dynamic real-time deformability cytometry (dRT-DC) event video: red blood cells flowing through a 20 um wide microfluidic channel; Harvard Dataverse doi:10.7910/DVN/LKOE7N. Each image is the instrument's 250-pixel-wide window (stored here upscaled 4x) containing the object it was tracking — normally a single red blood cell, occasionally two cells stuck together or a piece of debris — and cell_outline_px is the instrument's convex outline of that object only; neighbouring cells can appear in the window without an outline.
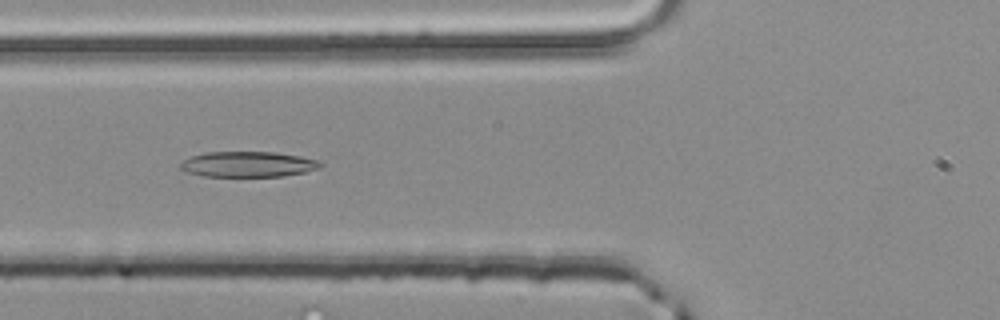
{"species": "common noctule bat (a hibernating species)", "species_latin": "Nyctalus noctula", "temperature_condition": "room temperature", "stored_images_in_passage": 33, "camera_frame_rate_fps": 3000, "um_per_image_px": 0.085, "animal": {"sex": "male", "body_mass_g": 20.4}, "frame": {"image": 1, "passage_image": 5, "time_ms": 1.333, "image_size_px": [1000, 320], "cell_outline_px": [[324, 164], [320, 168], [304, 172], [284, 176], [204, 176], [188, 172], [180, 168], [180, 164], [184, 160], [192, 156], [204, 152], [276, 152], [300, 156], [320, 160]], "centroid_in_image_um": [21.13, 13.95], "position_along_channel_um": 104.7, "area_um2": 20.81}}
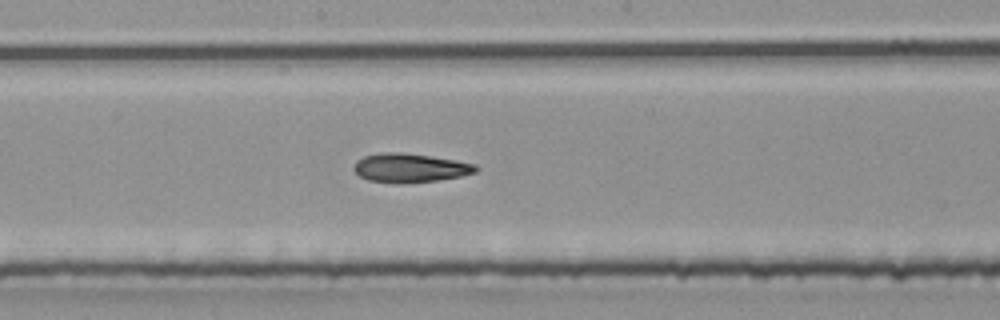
{"frame": {"image": 2, "passage_image": 13, "time_ms": 4.0, "image_size_px": [1000, 320], "cell_outline_px": [[480, 168], [476, 172], [460, 176], [436, 180], [368, 180], [360, 176], [352, 168], [356, 160], [364, 156], [384, 152], [400, 152], [456, 160], [476, 164]], "centroid_in_image_um": [34.87, 14.21], "position_along_channel_um": 213.3, "area_um2": 19.54}}
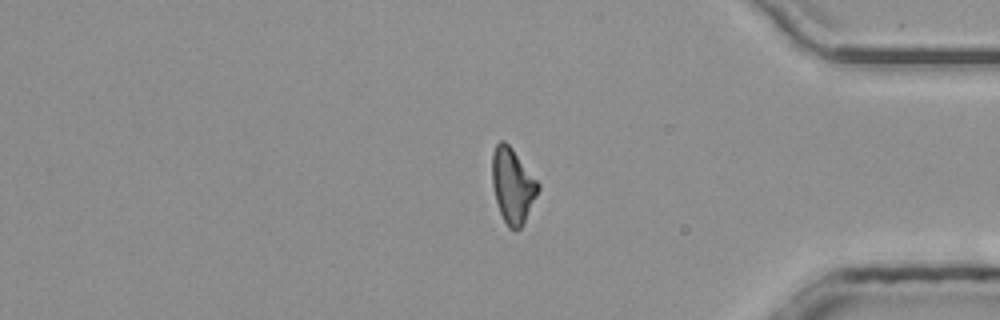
{"frame": {"image": 3, "passage_image": 28, "time_ms": 9.0, "image_size_px": [1000, 320], "cell_outline_px": [[540, 188], [520, 228], [516, 232], [508, 228], [500, 212], [496, 200], [492, 184], [492, 152], [496, 144], [500, 140], [504, 140], [512, 148], [540, 184]], "centroid_in_image_um": [43.55, 15.76], "position_along_channel_um": 391.6, "area_um2": 19.88}, "authors_computed_cell_mechanics": {"area_um2": 20.1144, "velocity_mm_per_s": 4.0585, "shape_relaxation_time_tau1_ms": 8.601, "shape_relaxation_time_tau2_ms": 4.2509, "deformation_change_tau1": 0.2339, "deformation_change_tau2": 0.1319}}